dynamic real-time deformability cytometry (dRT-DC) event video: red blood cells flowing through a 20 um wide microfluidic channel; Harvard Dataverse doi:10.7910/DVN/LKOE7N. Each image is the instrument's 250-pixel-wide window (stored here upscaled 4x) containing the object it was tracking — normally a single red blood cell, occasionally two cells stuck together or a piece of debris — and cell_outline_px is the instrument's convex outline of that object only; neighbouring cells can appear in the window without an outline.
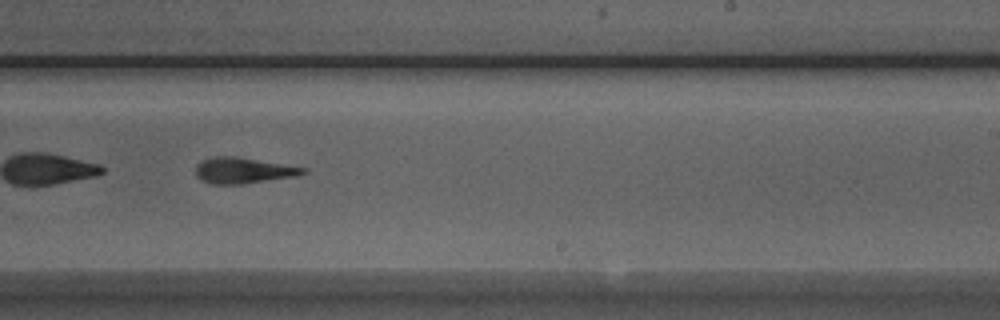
{"species": "Egyptian fruit bat (a non-hibernating species)", "species_latin": "Rousettus aegyptiacus", "temperature_condition": "room temperature", "stored_images_in_passage": 36, "camera_frame_rate_fps": 3000, "um_per_image_px": 0.085, "animal": {"sex": "male"}, "frame": {"image": 1, "passage_image": 16, "time_ms": 5.0, "image_size_px": [1000, 320], "cell_outline_px": [[308, 172], [296, 176], [240, 184], [212, 184], [200, 180], [196, 176], [196, 164], [200, 160], [212, 156], [236, 156], [308, 168]], "centroid_in_image_um": [20.65, 14.48], "position_along_channel_um": 268.4, "area_um2": 16.36}}
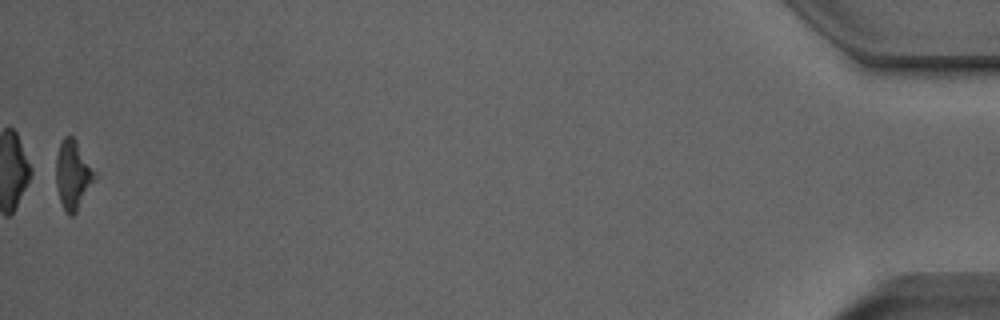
{"frame": {"image": 2, "passage_image": 36, "time_ms": 11.667, "image_size_px": [1000, 320], "cell_outline_px": [[96, 176], [76, 212], [72, 216], [68, 216], [64, 212], [56, 188], [56, 156], [60, 144], [64, 136], [72, 136], [76, 140], [96, 172]], "centroid_in_image_um": [6.18, 14.87], "position_along_channel_um": 429.0, "area_um2": 15.43}}